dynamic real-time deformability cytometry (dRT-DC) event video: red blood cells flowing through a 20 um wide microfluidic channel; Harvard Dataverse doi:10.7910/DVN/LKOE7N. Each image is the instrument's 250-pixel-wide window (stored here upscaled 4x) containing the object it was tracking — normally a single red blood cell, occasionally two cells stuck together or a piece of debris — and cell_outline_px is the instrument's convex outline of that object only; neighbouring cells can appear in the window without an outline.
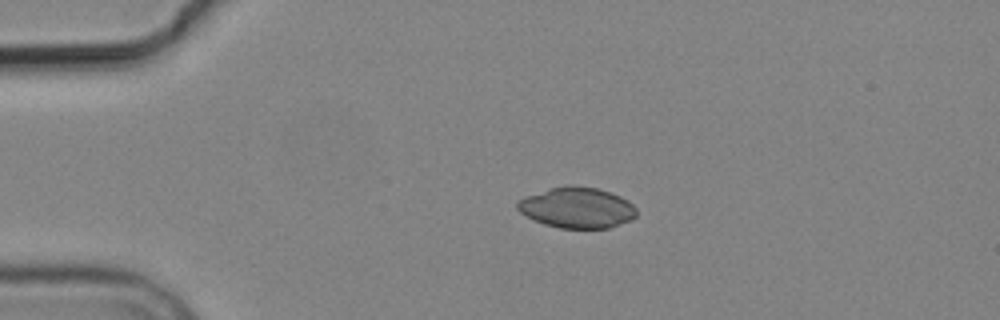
{"species": "common noctule bat (a hibernating species)", "species_latin": "Nyctalus noctula", "temperature_condition": "cold", "stored_images_in_passage": 4, "camera_frame_rate_fps": 3000, "um_per_image_px": 0.085, "animal": {"sex": "male", "body_mass_g": 19.2, "forearm_length_mm": 51.8}, "frame": {"image": 1, "passage_image": 3, "time_ms": 2.333, "image_size_px": [1000, 320], "cell_outline_px": [[636, 216], [632, 220], [608, 228], [560, 228], [544, 224], [520, 212], [516, 208], [516, 200], [524, 196], [564, 184], [572, 184], [596, 188], [620, 196], [628, 200], [636, 208]], "centroid_in_image_um": [49.03, 17.64], "position_along_channel_um": 36.0, "area_um2": 28.44}}